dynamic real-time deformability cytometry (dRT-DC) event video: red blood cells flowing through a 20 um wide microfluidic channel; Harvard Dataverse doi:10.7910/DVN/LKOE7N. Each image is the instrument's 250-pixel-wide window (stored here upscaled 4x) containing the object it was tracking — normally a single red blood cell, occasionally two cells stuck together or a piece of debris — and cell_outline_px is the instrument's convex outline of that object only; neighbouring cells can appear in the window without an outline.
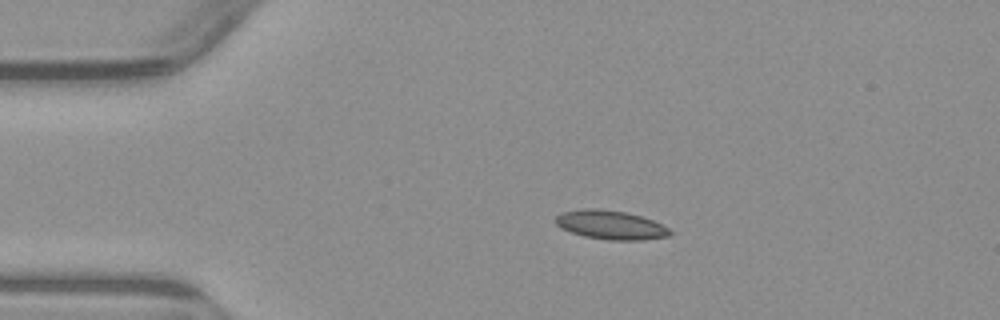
{"species": "common noctule bat (a hibernating species)", "species_latin": "Nyctalus noctula", "temperature_condition": "warm", "stored_images_in_passage": 2, "camera_frame_rate_fps": 3000, "um_per_image_px": 0.085, "animal": {"sex": "male", "body_mass_g": 23.1, "forearm_length_mm": 52.7}, "frame": {"image": 1, "passage_image": 1, "time_ms": 0.0, "image_size_px": [1000, 320], "cell_outline_px": [[672, 232], [668, 236], [644, 240], [608, 240], [584, 236], [560, 228], [556, 224], [556, 216], [564, 212], [584, 208], [596, 208], [628, 212], [652, 220], [668, 228]], "centroid_in_image_um": [51.9, 19.12], "position_along_channel_um": 33.1, "area_um2": 19.19}}